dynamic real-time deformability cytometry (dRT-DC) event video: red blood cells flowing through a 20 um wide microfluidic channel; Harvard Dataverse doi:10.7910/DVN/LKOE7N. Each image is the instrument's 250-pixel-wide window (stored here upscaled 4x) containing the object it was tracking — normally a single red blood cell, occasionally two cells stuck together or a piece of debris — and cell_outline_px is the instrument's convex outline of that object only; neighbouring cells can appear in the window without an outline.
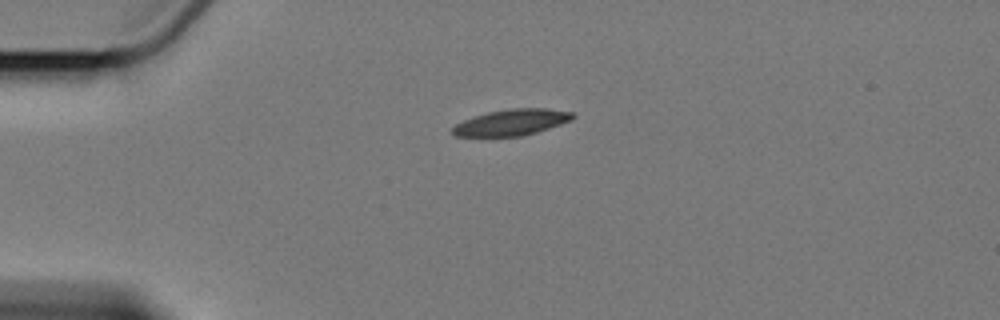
{"species": "Egyptian fruit bat (a non-hibernating species)", "species_latin": "Rousettus aegyptiacus", "temperature_condition": "cold", "stored_images_in_passage": 2, "camera_frame_rate_fps": 3000, "um_per_image_px": 0.085, "animal": {"sex": "female"}, "frame": {"image": 1, "passage_image": 1, "time_ms": 0.0, "image_size_px": [1000, 320], "cell_outline_px": [[576, 116], [572, 120], [536, 132], [520, 136], [456, 136], [452, 132], [452, 128], [456, 124], [464, 120], [488, 112], [512, 108], [548, 108], [572, 112]], "centroid_in_image_um": [43.52, 10.39], "position_along_channel_um": 41.5, "area_um2": 18.09}}